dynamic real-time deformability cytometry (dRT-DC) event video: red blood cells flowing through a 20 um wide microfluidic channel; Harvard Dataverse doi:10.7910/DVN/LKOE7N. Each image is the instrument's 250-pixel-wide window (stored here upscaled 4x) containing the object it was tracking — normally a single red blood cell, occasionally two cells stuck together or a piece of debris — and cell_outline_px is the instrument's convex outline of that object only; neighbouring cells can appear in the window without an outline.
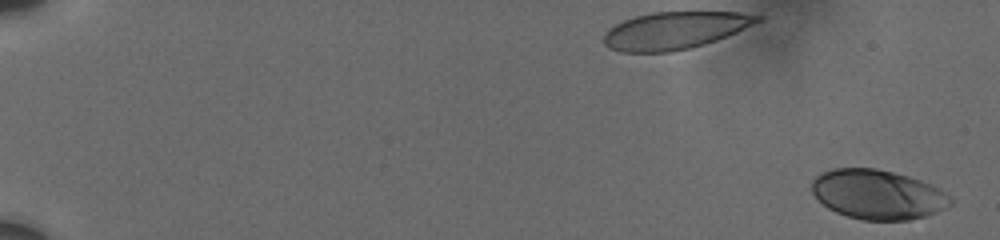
{"species": "human", "species_latin": "Homo sapiens", "temperature_condition": "cold", "stored_images_in_passage": 8, "camera_frame_rate_fps": 3000, "um_per_image_px": 0.085, "donor": {"sex": "male"}, "frame": {"image": 1, "passage_image": 1, "time_ms": 0.0, "image_size_px": [1000, 240], "cell_outline_px": [[952, 204], [936, 212], [924, 216], [908, 220], [860, 220], [836, 212], [828, 208], [812, 192], [812, 180], [820, 172], [832, 168], [876, 168], [908, 176], [932, 184], [940, 188], [952, 196]], "centroid_in_image_um": [74.62, 16.52], "position_along_channel_um": 10.4, "area_um2": 40.11}}
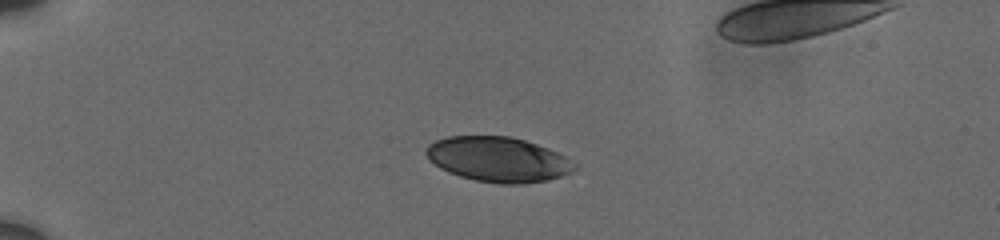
{"frame": {"image": 2, "passage_image": 6, "time_ms": 5.0, "image_size_px": [1000, 240], "cell_outline_px": [[576, 168], [572, 172], [548, 180], [524, 184], [500, 184], [476, 180], [460, 176], [448, 172], [440, 168], [428, 160], [424, 152], [428, 144], [436, 140], [448, 136], [508, 136], [524, 140], [548, 148], [564, 156], [576, 164]], "centroid_in_image_um": [42.31, 13.55], "position_along_channel_um": 42.7, "area_um2": 38.9}}